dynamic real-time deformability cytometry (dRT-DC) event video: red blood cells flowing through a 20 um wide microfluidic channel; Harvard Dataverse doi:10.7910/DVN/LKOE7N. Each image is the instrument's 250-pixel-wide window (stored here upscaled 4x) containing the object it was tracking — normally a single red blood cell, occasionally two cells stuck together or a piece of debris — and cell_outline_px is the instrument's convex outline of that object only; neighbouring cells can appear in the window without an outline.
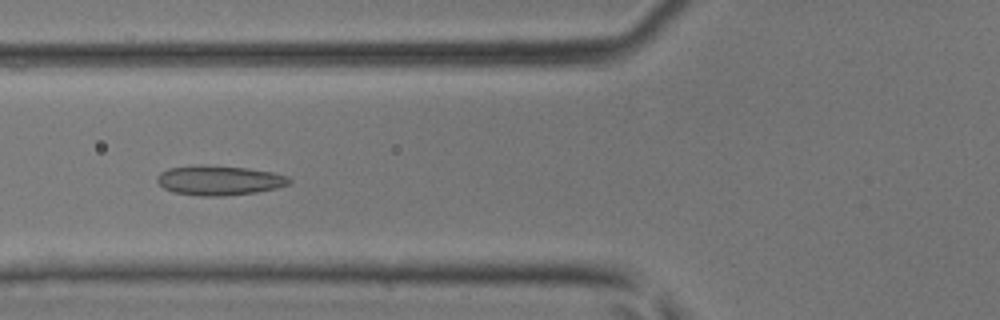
{"species": "common noctule bat (a hibernating species)", "species_latin": "Nyctalus noctula", "temperature_condition": "room temperature", "stored_images_in_passage": 48, "camera_frame_rate_fps": 3000, "um_per_image_px": 0.085, "animal": {"sex": "male", "body_mass_g": 17.9, "forearm_length_mm": 54.2}, "frame": {"image": 1, "passage_image": 18, "time_ms": 5.667, "image_size_px": [1000, 320], "cell_outline_px": [[292, 180], [288, 184], [276, 188], [256, 192], [224, 196], [200, 196], [172, 192], [164, 188], [156, 180], [160, 172], [168, 168], [248, 168], [272, 172], [288, 176]], "centroid_in_image_um": [18.68, 15.38], "position_along_channel_um": 107.1, "area_um2": 21.79}}
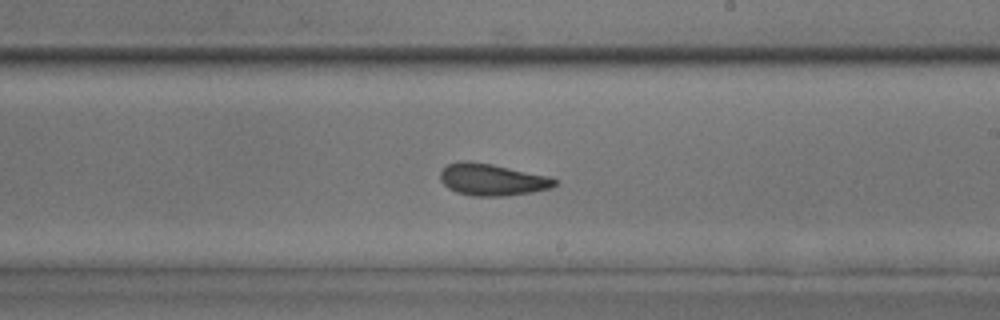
{"frame": {"image": 2, "passage_image": 28, "time_ms": 9.0, "image_size_px": [1000, 320], "cell_outline_px": [[556, 184], [552, 188], [532, 192], [508, 196], [472, 196], [456, 192], [448, 188], [440, 180], [440, 172], [448, 164], [460, 160], [464, 160], [492, 164], [548, 176], [556, 180]], "centroid_in_image_um": [41.81, 15.27], "position_along_channel_um": 247.2, "area_um2": 21.27}}
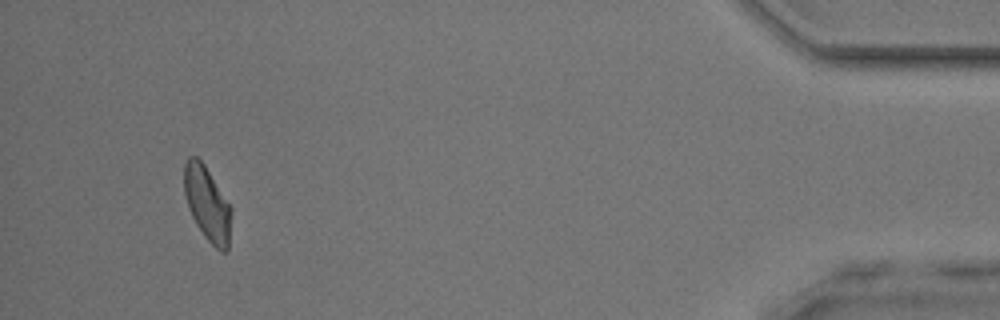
{"frame": {"image": 3, "passage_image": 45, "time_ms": 14.667, "image_size_px": [1000, 320], "cell_outline_px": [[232, 208], [228, 248], [224, 252], [220, 252], [204, 236], [196, 224], [188, 208], [184, 192], [184, 164], [188, 156], [196, 156], [204, 164]], "centroid_in_image_um": [17.61, 17.31], "position_along_channel_um": 417.6, "area_um2": 20.35}, "authors_computed_cell_mechanics": {"area_um2": 21.3282, "velocity_mm_per_s": 4.2267, "shape_relaxation_time_tau1_ms": 7.393, "shape_relaxation_time_tau2_ms": 1.9343, "deformation_change_tau1": 0.1554, "deformation_change_tau2": 0.0833}}